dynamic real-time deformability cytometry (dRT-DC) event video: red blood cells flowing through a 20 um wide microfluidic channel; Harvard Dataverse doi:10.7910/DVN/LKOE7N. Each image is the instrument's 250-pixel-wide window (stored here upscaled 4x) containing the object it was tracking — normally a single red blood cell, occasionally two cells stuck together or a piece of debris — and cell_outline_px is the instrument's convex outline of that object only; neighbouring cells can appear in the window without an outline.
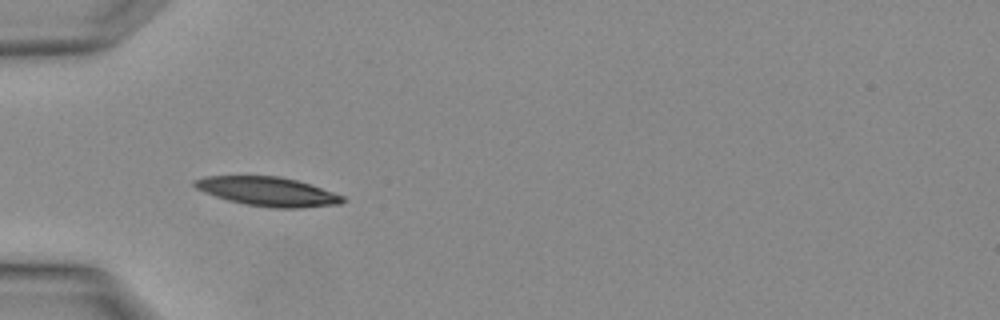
{"species": "Egyptian fruit bat (a non-hibernating species)", "species_latin": "Rousettus aegyptiacus", "temperature_condition": "warm", "stored_images_in_passage": 2, "camera_frame_rate_fps": 3000, "um_per_image_px": 0.085, "animal": {"sex": "female"}, "frame": {"image": 1, "passage_image": 2, "time_ms": 0.333, "image_size_px": [1000, 320], "cell_outline_px": [[348, 200], [340, 204], [300, 208], [272, 208], [248, 204], [228, 200], [204, 192], [196, 188], [192, 184], [192, 180], [204, 176], [280, 176], [296, 180], [344, 196]], "centroid_in_image_um": [22.75, 16.28], "position_along_channel_um": 62.3, "area_um2": 24.97}}